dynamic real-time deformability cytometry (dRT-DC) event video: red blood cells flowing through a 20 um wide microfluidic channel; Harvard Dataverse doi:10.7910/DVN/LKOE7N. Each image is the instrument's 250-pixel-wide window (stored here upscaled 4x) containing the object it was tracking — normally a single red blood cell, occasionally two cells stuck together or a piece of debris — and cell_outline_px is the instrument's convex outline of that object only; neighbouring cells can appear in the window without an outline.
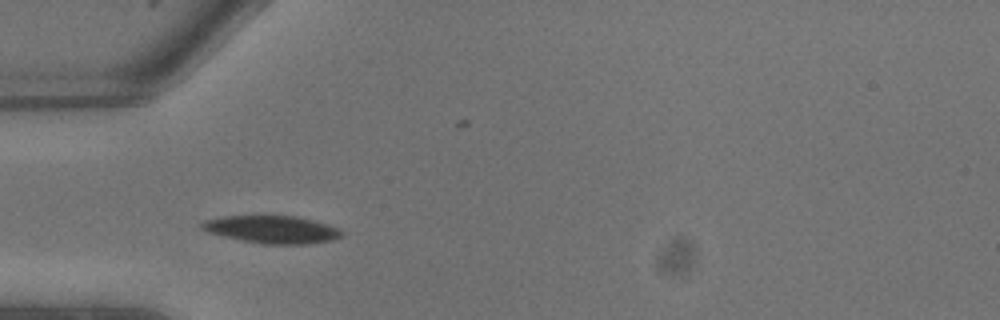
{"species": "common noctule bat (a hibernating species)", "species_latin": "Nyctalus noctula", "temperature_condition": "warm", "stored_images_in_passage": 8, "camera_frame_rate_fps": 3000, "um_per_image_px": 0.085, "animal": {"sex": "male", "body_mass_g": 13.3}, "frame": {"image": 1, "passage_image": 4, "time_ms": 1.0, "image_size_px": [1000, 320], "cell_outline_px": [[344, 236], [332, 240], [308, 244], [260, 244], [240, 240], [208, 232], [200, 228], [200, 224], [204, 220], [224, 216], [296, 216], [312, 220], [336, 228], [344, 232]], "centroid_in_image_um": [23.1, 19.51], "position_along_channel_um": 61.9, "area_um2": 22.43}}
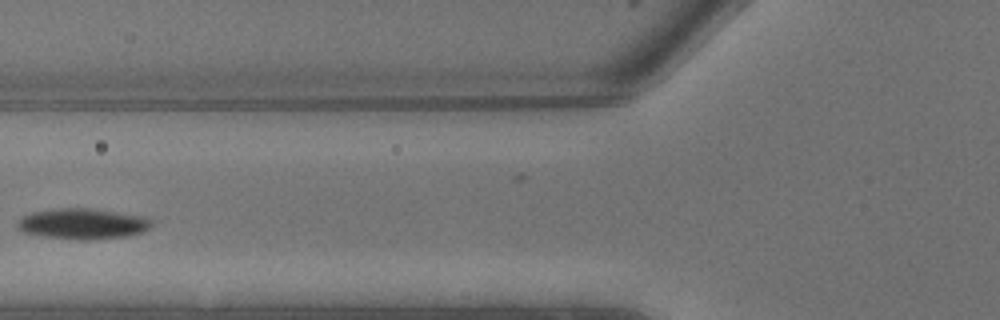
{"frame": {"image": 2, "passage_image": 6, "time_ms": 1.667, "image_size_px": [1000, 320], "cell_outline_px": [[152, 224], [148, 228], [140, 232], [124, 236], [88, 240], [44, 236], [24, 232], [16, 224], [16, 220], [32, 212], [56, 208], [88, 208], [144, 216], [152, 220]], "centroid_in_image_um": [7.01, 19.0], "position_along_channel_um": 118.8, "area_um2": 23.58}}